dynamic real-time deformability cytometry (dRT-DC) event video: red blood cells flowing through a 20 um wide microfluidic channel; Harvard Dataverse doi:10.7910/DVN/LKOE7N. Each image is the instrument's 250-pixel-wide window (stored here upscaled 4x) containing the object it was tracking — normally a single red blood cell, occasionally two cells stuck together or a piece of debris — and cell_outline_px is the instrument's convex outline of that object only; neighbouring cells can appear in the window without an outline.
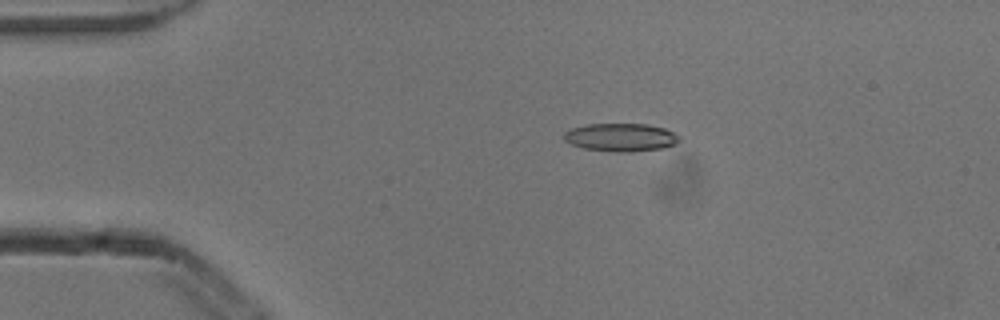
{"species": "common noctule bat (a hibernating species)", "species_latin": "Nyctalus noctula", "temperature_condition": "cold", "stored_images_in_passage": 3, "camera_frame_rate_fps": 3000, "um_per_image_px": 0.085, "animal": {"sex": "male", "body_mass_g": 13.3}, "frame": {"image": 1, "passage_image": 2, "time_ms": 0.333, "image_size_px": [1000, 320], "cell_outline_px": [[680, 140], [676, 144], [664, 148], [628, 152], [612, 152], [584, 148], [572, 144], [564, 140], [564, 132], [568, 128], [588, 124], [648, 124], [664, 128], [680, 136]], "centroid_in_image_um": [52.77, 11.67], "position_along_channel_um": 32.2, "area_um2": 19.02}}